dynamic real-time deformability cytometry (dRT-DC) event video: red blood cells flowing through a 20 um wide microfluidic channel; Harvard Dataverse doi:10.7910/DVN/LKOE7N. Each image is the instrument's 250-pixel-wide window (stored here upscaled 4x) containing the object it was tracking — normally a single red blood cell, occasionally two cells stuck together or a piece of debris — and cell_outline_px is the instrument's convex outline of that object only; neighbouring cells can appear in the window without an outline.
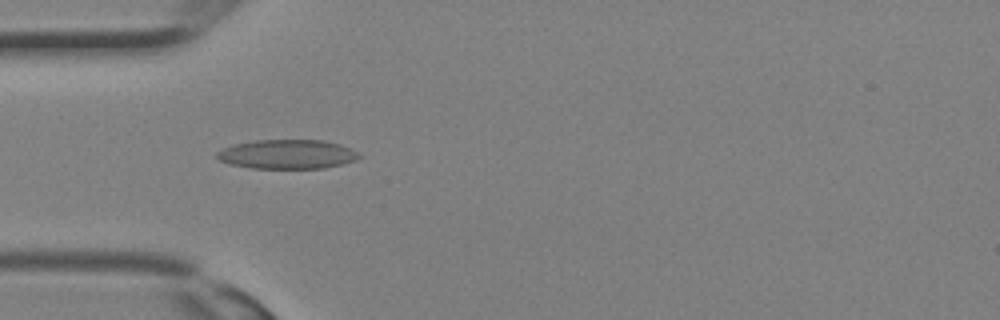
{"species": "Egyptian fruit bat (a non-hibernating species)", "species_latin": "Rousettus aegyptiacus", "temperature_condition": "room temperature", "stored_images_in_passage": 6, "camera_frame_rate_fps": 3000, "um_per_image_px": 0.085, "animal": {"sex": "female"}, "frame": {"image": 1, "passage_image": 4, "time_ms": 1.0, "image_size_px": [1000, 320], "cell_outline_px": [[364, 156], [356, 160], [324, 168], [252, 168], [228, 164], [220, 160], [216, 156], [216, 152], [232, 144], [256, 140], [324, 140], [340, 144], [352, 148]], "centroid_in_image_um": [24.44, 13.1], "position_along_channel_um": 60.6, "area_um2": 24.39}}
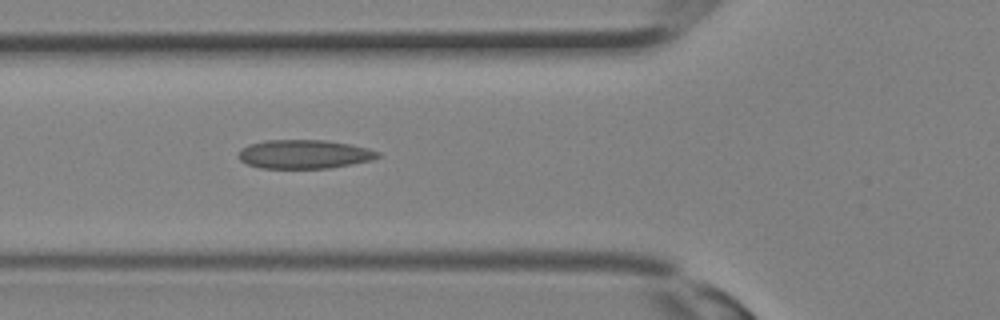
{"frame": {"image": 2, "passage_image": 6, "time_ms": 1.667, "image_size_px": [1000, 320], "cell_outline_px": [[380, 156], [372, 160], [352, 164], [328, 168], [260, 168], [248, 164], [240, 160], [236, 156], [240, 148], [248, 144], [264, 140], [324, 140], [348, 144], [368, 148], [380, 152]], "centroid_in_image_um": [25.81, 13.1], "position_along_channel_um": 100.0, "area_um2": 23.52}}